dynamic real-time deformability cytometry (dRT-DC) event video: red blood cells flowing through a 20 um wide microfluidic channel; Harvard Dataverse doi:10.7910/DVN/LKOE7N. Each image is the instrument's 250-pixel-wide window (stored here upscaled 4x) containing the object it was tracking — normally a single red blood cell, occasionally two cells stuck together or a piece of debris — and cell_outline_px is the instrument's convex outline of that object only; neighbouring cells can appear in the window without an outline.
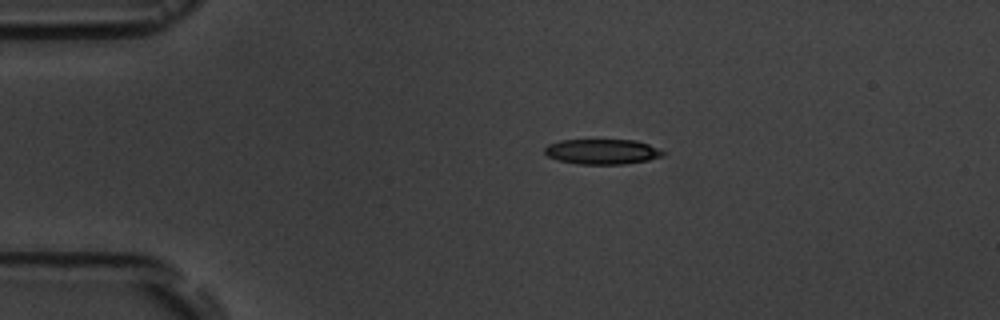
{"species": "common noctule bat (a hibernating species)", "species_latin": "Nyctalus noctula", "temperature_condition": "room temperature", "stored_images_in_passage": 7, "camera_frame_rate_fps": 3000, "um_per_image_px": 0.085, "animal": {"sex": "male", "body_mass_g": 19.5, "forearm_length_mm": 54.6}, "frame": {"image": 1, "passage_image": 1, "time_ms": 0.0, "image_size_px": [1000, 320], "cell_outline_px": [[664, 156], [648, 160], [624, 164], [576, 164], [556, 160], [548, 156], [544, 152], [544, 148], [548, 144], [560, 140], [636, 140], [648, 144], [664, 152]], "centroid_in_image_um": [51.15, 12.89], "position_along_channel_um": 33.9, "area_um2": 17.4}}
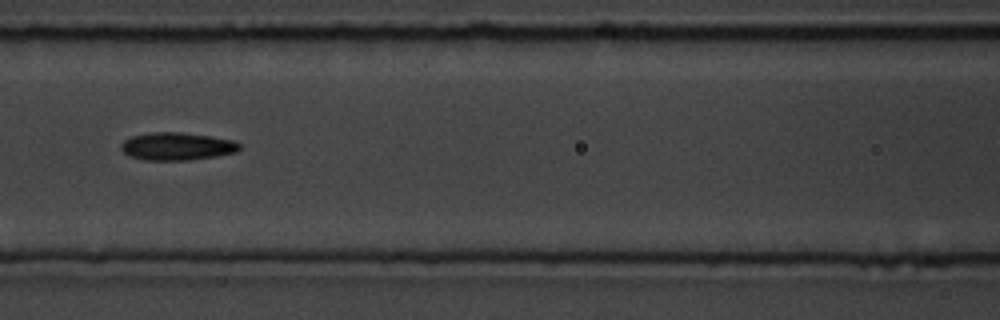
{"frame": {"image": 2, "passage_image": 5, "time_ms": 4.333, "image_size_px": [1000, 320], "cell_outline_px": [[240, 148], [236, 152], [216, 156], [188, 160], [144, 160], [128, 156], [120, 148], [120, 144], [124, 140], [132, 136], [152, 132], [180, 132], [212, 136], [236, 140], [240, 144]], "centroid_in_image_um": [15.04, 12.43], "position_along_channel_um": 151.6, "area_um2": 19.31}}
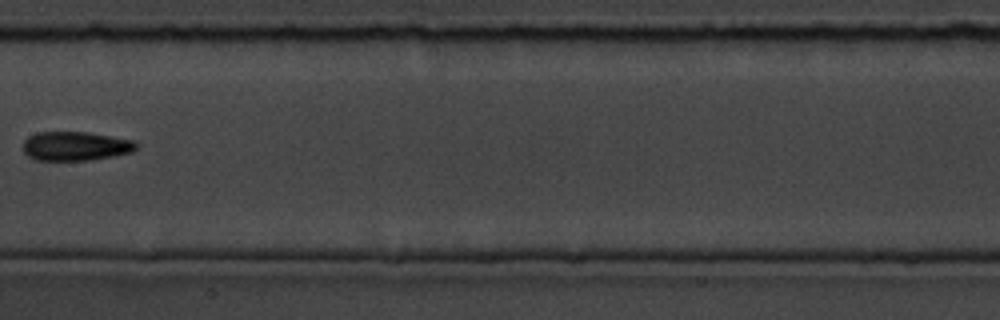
{"frame": {"image": 3, "passage_image": 6, "time_ms": 5.667, "image_size_px": [1000, 320], "cell_outline_px": [[140, 144], [132, 152], [92, 160], [36, 160], [28, 156], [24, 152], [24, 140], [28, 136], [36, 132], [88, 132], [132, 140]], "centroid_in_image_um": [6.42, 12.41], "position_along_channel_um": 201.0, "area_um2": 19.19}}